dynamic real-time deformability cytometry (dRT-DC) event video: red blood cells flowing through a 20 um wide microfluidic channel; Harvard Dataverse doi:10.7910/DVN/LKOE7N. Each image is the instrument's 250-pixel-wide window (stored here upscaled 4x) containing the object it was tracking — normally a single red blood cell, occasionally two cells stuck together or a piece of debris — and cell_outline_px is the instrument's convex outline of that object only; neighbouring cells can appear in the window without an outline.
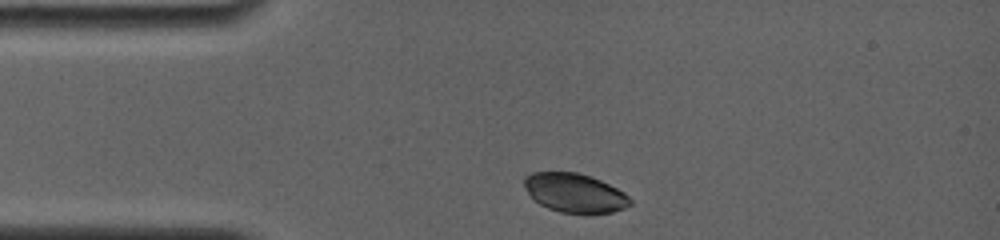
{"species": "common noctule bat (a hibernating species)", "species_latin": "Nyctalus noctula", "temperature_condition": "room temperature", "stored_images_in_passage": 26, "camera_frame_rate_fps": 4000, "um_per_image_px": 0.085, "animal": {"sex": "female", "body_mass_g": 19.0, "forearm_length_mm": 56.7}, "frame": {"image": 1, "passage_image": 1, "time_ms": 0.0, "image_size_px": [1000, 240], "cell_outline_px": [[632, 204], [624, 208], [612, 212], [560, 212], [548, 208], [540, 204], [528, 192], [524, 184], [524, 176], [532, 172], [576, 172], [592, 176], [624, 192], [632, 200]], "centroid_in_image_um": [48.86, 16.37], "position_along_channel_um": 36.1, "area_um2": 23.76}}
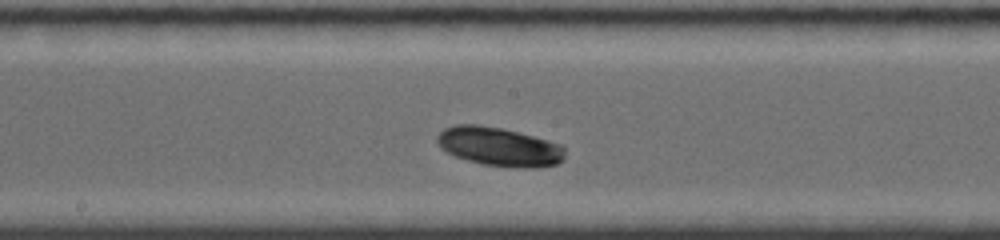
{"frame": {"image": 2, "passage_image": 15, "time_ms": 5.25, "image_size_px": [1000, 240], "cell_outline_px": [[564, 160], [556, 164], [540, 168], [512, 168], [480, 164], [456, 156], [440, 148], [436, 140], [436, 136], [444, 128], [456, 124], [476, 124], [500, 128], [548, 140], [560, 144], [564, 148]], "centroid_in_image_um": [42.43, 12.48], "position_along_channel_um": 205.8, "area_um2": 29.07}}
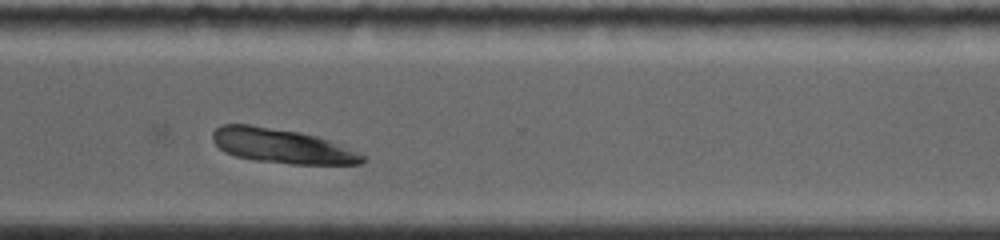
{"frame": {"image": 3, "passage_image": 26, "time_ms": 9.0, "image_size_px": [1000, 240], "cell_outline_px": [[368, 160], [360, 164], [292, 164], [256, 160], [236, 156], [224, 152], [212, 140], [212, 132], [220, 124], [248, 124], [300, 132], [332, 140], [364, 156]], "centroid_in_image_um": [23.95, 12.4], "position_along_channel_um": 346.6, "area_um2": 30.11}}